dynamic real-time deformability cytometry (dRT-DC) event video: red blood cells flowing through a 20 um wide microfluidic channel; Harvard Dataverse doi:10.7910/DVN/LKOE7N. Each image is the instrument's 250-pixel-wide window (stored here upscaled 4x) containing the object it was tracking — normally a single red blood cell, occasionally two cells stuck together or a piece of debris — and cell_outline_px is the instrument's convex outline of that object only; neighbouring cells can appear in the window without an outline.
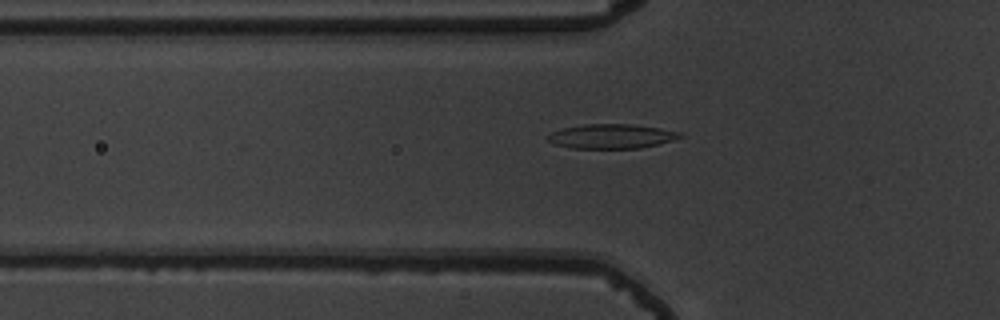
{"species": "common noctule bat (a hibernating species)", "species_latin": "Nyctalus noctula", "temperature_condition": "warm", "stored_images_in_passage": 41, "camera_frame_rate_fps": 3000, "um_per_image_px": 0.085, "animal": {"sex": "male", "body_mass_g": 19.5, "forearm_length_mm": 54.6}, "frame": {"image": 1, "passage_image": 6, "time_ms": 1.667, "image_size_px": [1000, 320], "cell_outline_px": [[684, 136], [672, 140], [640, 148], [572, 148], [552, 144], [548, 140], [548, 136], [552, 132], [564, 128], [584, 124], [632, 124], [660, 128], [680, 132]], "centroid_in_image_um": [51.97, 11.58], "position_along_channel_um": 73.8, "area_um2": 18.67}}
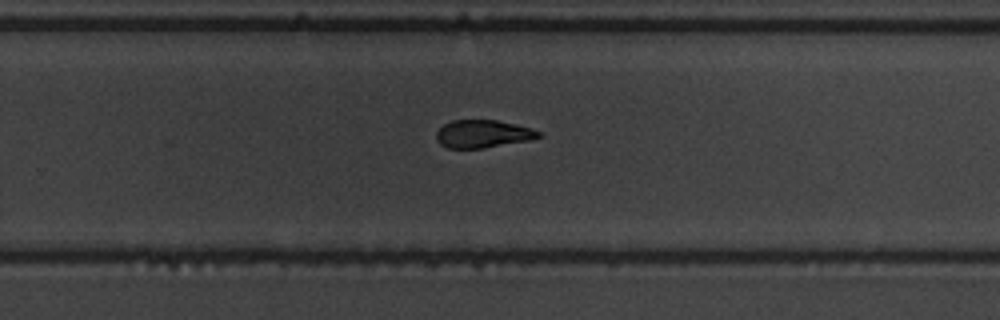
{"frame": {"image": 2, "passage_image": 23, "time_ms": 7.333, "image_size_px": [1000, 320], "cell_outline_px": [[544, 136], [528, 140], [484, 148], [448, 148], [440, 144], [436, 140], [436, 132], [444, 124], [452, 120], [496, 120], [516, 124], [532, 128], [540, 132]], "centroid_in_image_um": [41.04, 11.37], "position_along_channel_um": 288.8, "area_um2": 16.59}}
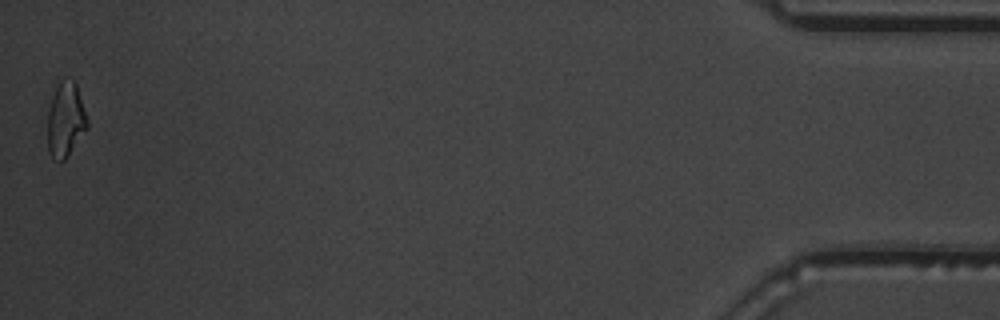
{"frame": {"image": 3, "passage_image": 41, "time_ms": 13.333, "image_size_px": [1000, 320], "cell_outline_px": [[88, 128], [68, 156], [64, 160], [52, 160], [48, 152], [48, 112], [52, 96], [56, 84], [60, 80], [72, 80], [76, 84], [88, 120]], "centroid_in_image_um": [5.57, 10.21], "position_along_channel_um": 429.6, "area_um2": 17.34}, "authors_computed_cell_mechanics": {"area_um2": 17.5712, "velocity_mm_per_s": 3.799, "shape_relaxation_time_tau1_ms": 8.4716, "shape_relaxation_time_tau2_ms": 2.7943, "deformation_change_tau1": 0.2413, "deformation_change_tau2": 0.0869}}